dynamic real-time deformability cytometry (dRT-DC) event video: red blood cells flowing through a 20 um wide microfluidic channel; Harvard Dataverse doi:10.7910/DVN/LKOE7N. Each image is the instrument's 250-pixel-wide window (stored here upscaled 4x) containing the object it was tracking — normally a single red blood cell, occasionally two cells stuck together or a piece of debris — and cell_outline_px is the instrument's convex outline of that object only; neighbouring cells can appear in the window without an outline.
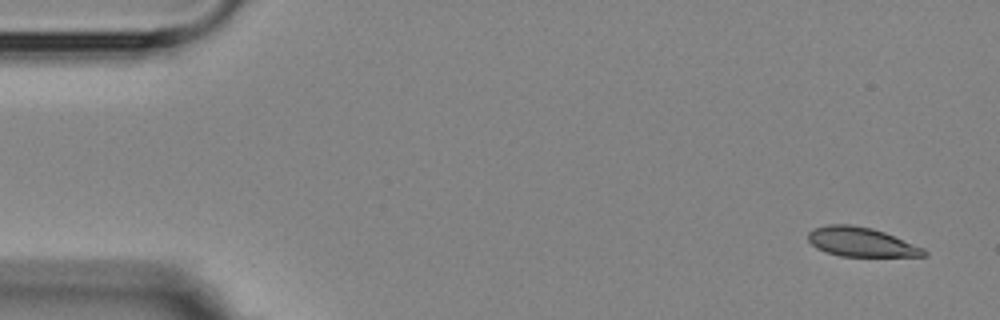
{"species": "Egyptian fruit bat (a non-hibernating species)", "species_latin": "Rousettus aegyptiacus", "temperature_condition": "room temperature", "stored_images_in_passage": 4, "camera_frame_rate_fps": 3000, "um_per_image_px": 0.085, "animal": {"sex": "female"}, "frame": {"image": 1, "passage_image": 1, "time_ms": 0.0, "image_size_px": [1000, 320], "cell_outline_px": [[928, 256], [840, 256], [816, 248], [808, 240], [808, 232], [812, 228], [828, 224], [852, 224], [872, 228], [884, 232], [924, 248], [928, 252]], "centroid_in_image_um": [73.18, 20.56], "position_along_channel_um": 11.8, "area_um2": 19.77}}